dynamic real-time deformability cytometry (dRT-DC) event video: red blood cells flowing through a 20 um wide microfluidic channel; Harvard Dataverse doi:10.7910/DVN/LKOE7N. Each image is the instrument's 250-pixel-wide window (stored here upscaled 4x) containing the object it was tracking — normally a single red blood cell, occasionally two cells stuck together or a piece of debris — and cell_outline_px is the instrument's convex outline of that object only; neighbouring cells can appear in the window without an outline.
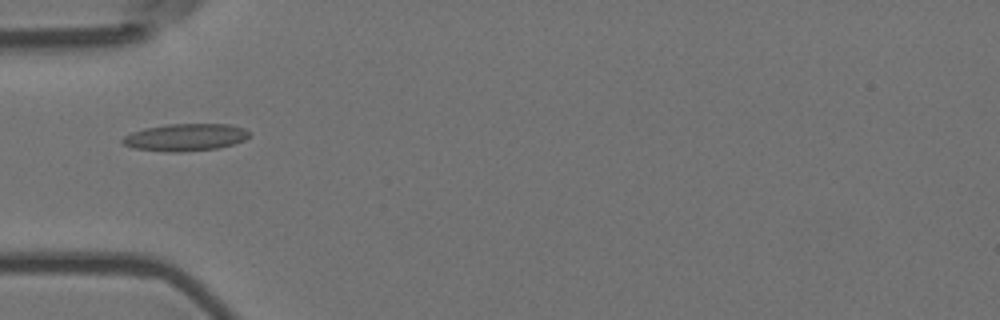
{"species": "Egyptian fruit bat (a non-hibernating species)", "species_latin": "Rousettus aegyptiacus", "temperature_condition": "room temperature", "stored_images_in_passage": 5, "camera_frame_rate_fps": 3000, "um_per_image_px": 0.085, "animal": {"sex": "female"}, "frame": {"image": 1, "passage_image": 3, "time_ms": 0.667, "image_size_px": [1000, 320], "cell_outline_px": [[252, 132], [244, 140], [232, 144], [216, 148], [180, 152], [168, 152], [132, 148], [124, 144], [120, 140], [124, 136], [132, 132], [144, 128], [168, 124], [228, 124], [244, 128]], "centroid_in_image_um": [15.74, 11.66], "position_along_channel_um": 69.3, "area_um2": 20.11}}
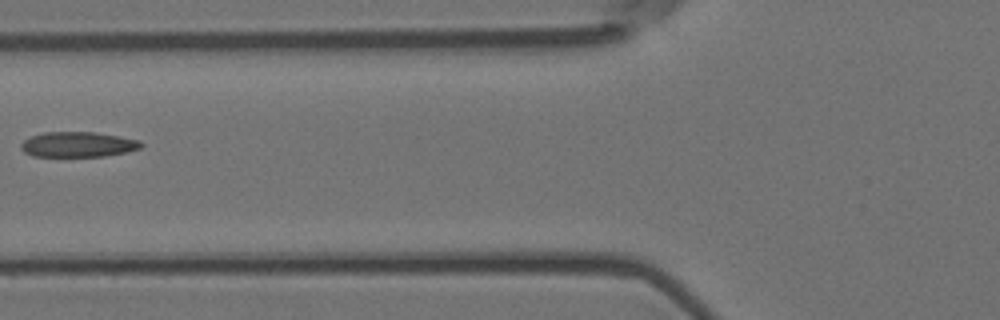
{"frame": {"image": 2, "passage_image": 4, "time_ms": 1.0, "image_size_px": [1000, 320], "cell_outline_px": [[144, 144], [140, 148], [128, 152], [104, 156], [32, 156], [24, 152], [20, 148], [20, 144], [24, 140], [32, 136], [44, 132], [96, 132], [140, 140]], "centroid_in_image_um": [6.64, 12.28], "position_along_channel_um": 119.2, "area_um2": 17.69}}
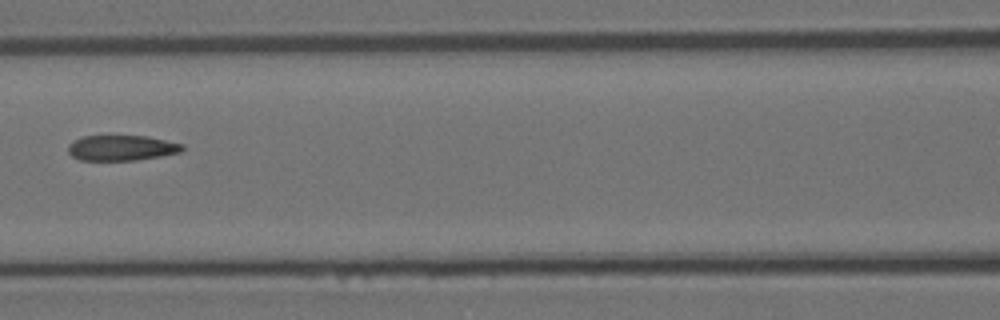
{"frame": {"image": 3, "passage_image": 5, "time_ms": 1.333, "image_size_px": [1000, 320], "cell_outline_px": [[184, 148], [180, 152], [160, 156], [136, 160], [80, 160], [72, 156], [68, 152], [68, 144], [84, 136], [148, 136], [184, 144]], "centroid_in_image_um": [10.35, 12.57], "position_along_channel_um": 156.3, "area_um2": 16.82}}